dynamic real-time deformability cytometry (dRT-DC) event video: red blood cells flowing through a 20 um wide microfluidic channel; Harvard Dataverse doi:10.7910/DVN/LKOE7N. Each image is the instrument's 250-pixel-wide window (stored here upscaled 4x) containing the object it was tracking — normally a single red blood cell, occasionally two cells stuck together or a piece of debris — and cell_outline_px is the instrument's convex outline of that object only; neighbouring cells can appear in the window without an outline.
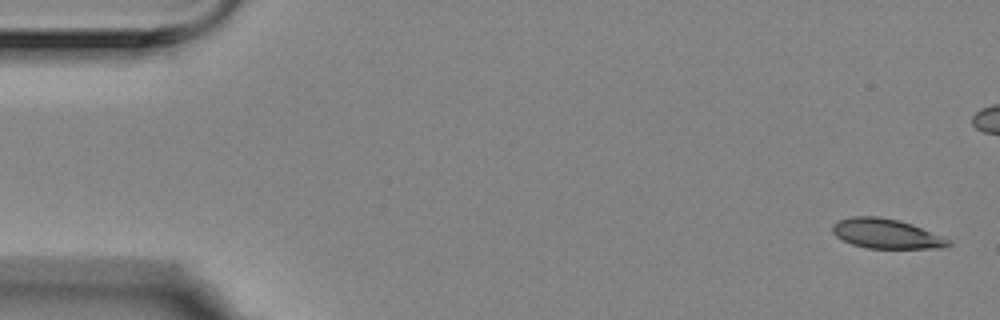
{"species": "Egyptian fruit bat (a non-hibernating species)", "species_latin": "Rousettus aegyptiacus", "temperature_condition": "room temperature", "stored_images_in_passage": 2, "segment_of_instrument_passage": [2, 2], "camera_frame_rate_fps": 3000, "um_per_image_px": 0.085, "animal": {"sex": "female"}, "frame": {"image": 1, "passage_image": 2, "time_ms": 0.333, "image_size_px": [1000, 320], "cell_outline_px": [[952, 244], [944, 248], [868, 248], [852, 244], [836, 236], [832, 232], [832, 224], [840, 220], [852, 216], [880, 216], [900, 220], [912, 224], [952, 240]], "centroid_in_image_um": [75.36, 19.86], "position_along_channel_um": 9.6, "area_um2": 20.11}}